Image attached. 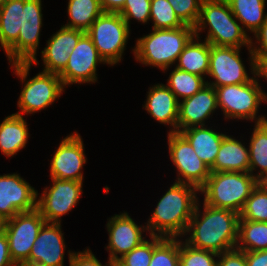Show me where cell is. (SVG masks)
I'll use <instances>...</instances> for the list:
<instances>
[{"label":"cell","instance_id":"6da1fadb","mask_svg":"<svg viewBox=\"0 0 267 266\" xmlns=\"http://www.w3.org/2000/svg\"><path fill=\"white\" fill-rule=\"evenodd\" d=\"M197 204L185 232V235L188 233L191 235L185 243L193 248L217 254L236 248L239 214L229 209L215 208L203 203L202 215L199 213V203Z\"/></svg>","mask_w":267,"mask_h":266},{"label":"cell","instance_id":"7a4b0ae2","mask_svg":"<svg viewBox=\"0 0 267 266\" xmlns=\"http://www.w3.org/2000/svg\"><path fill=\"white\" fill-rule=\"evenodd\" d=\"M197 192L200 190L196 187L175 181L148 219L146 229L150 231V236L157 235L164 238L185 236L189 221L199 202Z\"/></svg>","mask_w":267,"mask_h":266},{"label":"cell","instance_id":"3957f363","mask_svg":"<svg viewBox=\"0 0 267 266\" xmlns=\"http://www.w3.org/2000/svg\"><path fill=\"white\" fill-rule=\"evenodd\" d=\"M236 20L226 0H203L199 19L194 26L195 36L200 38L198 33L209 26L205 39L211 45L235 48L247 46L251 55V74L255 76V58L250 49L251 37Z\"/></svg>","mask_w":267,"mask_h":266},{"label":"cell","instance_id":"277c9868","mask_svg":"<svg viewBox=\"0 0 267 266\" xmlns=\"http://www.w3.org/2000/svg\"><path fill=\"white\" fill-rule=\"evenodd\" d=\"M194 35V27L186 24L180 28L153 29L152 33L137 39L132 51L137 61L165 71L178 60Z\"/></svg>","mask_w":267,"mask_h":266},{"label":"cell","instance_id":"5b68a950","mask_svg":"<svg viewBox=\"0 0 267 266\" xmlns=\"http://www.w3.org/2000/svg\"><path fill=\"white\" fill-rule=\"evenodd\" d=\"M258 183L250 172H211L200 192L205 204L239 214Z\"/></svg>","mask_w":267,"mask_h":266},{"label":"cell","instance_id":"8992f818","mask_svg":"<svg viewBox=\"0 0 267 266\" xmlns=\"http://www.w3.org/2000/svg\"><path fill=\"white\" fill-rule=\"evenodd\" d=\"M11 64L21 82H26L18 100L20 112L14 114L22 116V114H31L42 110L51 105L64 91L65 87L58 74L42 71L26 81L32 64L30 62H13Z\"/></svg>","mask_w":267,"mask_h":266},{"label":"cell","instance_id":"52a82bcc","mask_svg":"<svg viewBox=\"0 0 267 266\" xmlns=\"http://www.w3.org/2000/svg\"><path fill=\"white\" fill-rule=\"evenodd\" d=\"M217 106L226 118L255 120V123L267 121L258 116L261 102H267V94L262 91L256 76L248 83L216 87Z\"/></svg>","mask_w":267,"mask_h":266},{"label":"cell","instance_id":"ba28073f","mask_svg":"<svg viewBox=\"0 0 267 266\" xmlns=\"http://www.w3.org/2000/svg\"><path fill=\"white\" fill-rule=\"evenodd\" d=\"M130 28L119 13L103 12L86 33L106 64L115 65L121 61Z\"/></svg>","mask_w":267,"mask_h":266},{"label":"cell","instance_id":"9c48e42d","mask_svg":"<svg viewBox=\"0 0 267 266\" xmlns=\"http://www.w3.org/2000/svg\"><path fill=\"white\" fill-rule=\"evenodd\" d=\"M45 222L37 209L18 213L4 221L3 230L8 239L10 257L17 266H21L29 258L32 246Z\"/></svg>","mask_w":267,"mask_h":266},{"label":"cell","instance_id":"30bf717a","mask_svg":"<svg viewBox=\"0 0 267 266\" xmlns=\"http://www.w3.org/2000/svg\"><path fill=\"white\" fill-rule=\"evenodd\" d=\"M41 0H24L22 27L18 40L5 52L9 63L30 62L38 65L36 51L42 27Z\"/></svg>","mask_w":267,"mask_h":266},{"label":"cell","instance_id":"8fae6325","mask_svg":"<svg viewBox=\"0 0 267 266\" xmlns=\"http://www.w3.org/2000/svg\"><path fill=\"white\" fill-rule=\"evenodd\" d=\"M168 145L171 161L179 174L176 182L189 184L200 190L210 176V168L197 156L181 133L169 132Z\"/></svg>","mask_w":267,"mask_h":266},{"label":"cell","instance_id":"7c38bea8","mask_svg":"<svg viewBox=\"0 0 267 266\" xmlns=\"http://www.w3.org/2000/svg\"><path fill=\"white\" fill-rule=\"evenodd\" d=\"M51 179L52 187L44 189L37 200V210L46 222L60 223V217L66 215L78 203L83 183L53 177Z\"/></svg>","mask_w":267,"mask_h":266},{"label":"cell","instance_id":"4fadbf2b","mask_svg":"<svg viewBox=\"0 0 267 266\" xmlns=\"http://www.w3.org/2000/svg\"><path fill=\"white\" fill-rule=\"evenodd\" d=\"M241 48L216 46L210 44V58L208 75L215 81L207 84L216 88L226 85H235L250 82L240 58Z\"/></svg>","mask_w":267,"mask_h":266},{"label":"cell","instance_id":"5bb4252c","mask_svg":"<svg viewBox=\"0 0 267 266\" xmlns=\"http://www.w3.org/2000/svg\"><path fill=\"white\" fill-rule=\"evenodd\" d=\"M106 63L85 32L76 47L69 54L65 69L59 74L65 86L76 83H95L97 81V63Z\"/></svg>","mask_w":267,"mask_h":266},{"label":"cell","instance_id":"9a60e30c","mask_svg":"<svg viewBox=\"0 0 267 266\" xmlns=\"http://www.w3.org/2000/svg\"><path fill=\"white\" fill-rule=\"evenodd\" d=\"M38 191L19 174L0 175V218L4 221L37 209Z\"/></svg>","mask_w":267,"mask_h":266},{"label":"cell","instance_id":"2e32d148","mask_svg":"<svg viewBox=\"0 0 267 266\" xmlns=\"http://www.w3.org/2000/svg\"><path fill=\"white\" fill-rule=\"evenodd\" d=\"M61 222H45L32 246L29 258L21 266H64L65 242Z\"/></svg>","mask_w":267,"mask_h":266},{"label":"cell","instance_id":"e0dca14e","mask_svg":"<svg viewBox=\"0 0 267 266\" xmlns=\"http://www.w3.org/2000/svg\"><path fill=\"white\" fill-rule=\"evenodd\" d=\"M84 153L83 141L77 132L65 137L51 160V177L83 182L81 170L87 160Z\"/></svg>","mask_w":267,"mask_h":266},{"label":"cell","instance_id":"ac0fdd59","mask_svg":"<svg viewBox=\"0 0 267 266\" xmlns=\"http://www.w3.org/2000/svg\"><path fill=\"white\" fill-rule=\"evenodd\" d=\"M106 226L109 233L106 249L110 252L109 260L114 263L145 241L142 232L147 227L138 226L126 212L111 217Z\"/></svg>","mask_w":267,"mask_h":266},{"label":"cell","instance_id":"d6986e66","mask_svg":"<svg viewBox=\"0 0 267 266\" xmlns=\"http://www.w3.org/2000/svg\"><path fill=\"white\" fill-rule=\"evenodd\" d=\"M217 106V94L214 87L206 84L193 96L179 102L177 132L194 126H205Z\"/></svg>","mask_w":267,"mask_h":266},{"label":"cell","instance_id":"ffe728a7","mask_svg":"<svg viewBox=\"0 0 267 266\" xmlns=\"http://www.w3.org/2000/svg\"><path fill=\"white\" fill-rule=\"evenodd\" d=\"M84 33L85 31L80 29L62 26L58 32L53 34L47 41V46L41 51L45 65L43 71L59 75L68 63L69 54Z\"/></svg>","mask_w":267,"mask_h":266},{"label":"cell","instance_id":"44dd1931","mask_svg":"<svg viewBox=\"0 0 267 266\" xmlns=\"http://www.w3.org/2000/svg\"><path fill=\"white\" fill-rule=\"evenodd\" d=\"M144 107L155 120L172 126L170 132H177L179 101L165 84H156L149 88Z\"/></svg>","mask_w":267,"mask_h":266},{"label":"cell","instance_id":"7402d4cb","mask_svg":"<svg viewBox=\"0 0 267 266\" xmlns=\"http://www.w3.org/2000/svg\"><path fill=\"white\" fill-rule=\"evenodd\" d=\"M249 172V149L235 138L223 137L210 172Z\"/></svg>","mask_w":267,"mask_h":266},{"label":"cell","instance_id":"603a6c76","mask_svg":"<svg viewBox=\"0 0 267 266\" xmlns=\"http://www.w3.org/2000/svg\"><path fill=\"white\" fill-rule=\"evenodd\" d=\"M180 133L189 141L197 156L211 168L226 134L205 126L190 127Z\"/></svg>","mask_w":267,"mask_h":266},{"label":"cell","instance_id":"cb8c5ba5","mask_svg":"<svg viewBox=\"0 0 267 266\" xmlns=\"http://www.w3.org/2000/svg\"><path fill=\"white\" fill-rule=\"evenodd\" d=\"M29 133L27 122L23 116L12 114L5 117L0 124V149L7 157H11L25 148Z\"/></svg>","mask_w":267,"mask_h":266},{"label":"cell","instance_id":"d4e9b609","mask_svg":"<svg viewBox=\"0 0 267 266\" xmlns=\"http://www.w3.org/2000/svg\"><path fill=\"white\" fill-rule=\"evenodd\" d=\"M209 58L210 43L206 40L199 42L198 37L194 35L179 55L176 68L203 77L208 75Z\"/></svg>","mask_w":267,"mask_h":266},{"label":"cell","instance_id":"484cf974","mask_svg":"<svg viewBox=\"0 0 267 266\" xmlns=\"http://www.w3.org/2000/svg\"><path fill=\"white\" fill-rule=\"evenodd\" d=\"M24 0H7L0 9V44L6 52L19 37Z\"/></svg>","mask_w":267,"mask_h":266},{"label":"cell","instance_id":"4316f807","mask_svg":"<svg viewBox=\"0 0 267 266\" xmlns=\"http://www.w3.org/2000/svg\"><path fill=\"white\" fill-rule=\"evenodd\" d=\"M237 21L251 32H256L266 21V0H226ZM265 13V14H264Z\"/></svg>","mask_w":267,"mask_h":266},{"label":"cell","instance_id":"83f0119b","mask_svg":"<svg viewBox=\"0 0 267 266\" xmlns=\"http://www.w3.org/2000/svg\"><path fill=\"white\" fill-rule=\"evenodd\" d=\"M69 23L63 25L67 28L87 31L91 24L103 13L100 0H69Z\"/></svg>","mask_w":267,"mask_h":266},{"label":"cell","instance_id":"f1b7e54d","mask_svg":"<svg viewBox=\"0 0 267 266\" xmlns=\"http://www.w3.org/2000/svg\"><path fill=\"white\" fill-rule=\"evenodd\" d=\"M249 143V172L259 181L267 173V121L256 123Z\"/></svg>","mask_w":267,"mask_h":266},{"label":"cell","instance_id":"f546056e","mask_svg":"<svg viewBox=\"0 0 267 266\" xmlns=\"http://www.w3.org/2000/svg\"><path fill=\"white\" fill-rule=\"evenodd\" d=\"M236 248L244 252L267 250V222L239 220Z\"/></svg>","mask_w":267,"mask_h":266},{"label":"cell","instance_id":"4dcf8cb0","mask_svg":"<svg viewBox=\"0 0 267 266\" xmlns=\"http://www.w3.org/2000/svg\"><path fill=\"white\" fill-rule=\"evenodd\" d=\"M203 78L175 67L169 75L166 86L175 94V97L180 102L179 97L182 100L189 98L207 84V81Z\"/></svg>","mask_w":267,"mask_h":266},{"label":"cell","instance_id":"1f68e13d","mask_svg":"<svg viewBox=\"0 0 267 266\" xmlns=\"http://www.w3.org/2000/svg\"><path fill=\"white\" fill-rule=\"evenodd\" d=\"M149 266H179V239L153 236V255Z\"/></svg>","mask_w":267,"mask_h":266},{"label":"cell","instance_id":"d6a6232c","mask_svg":"<svg viewBox=\"0 0 267 266\" xmlns=\"http://www.w3.org/2000/svg\"><path fill=\"white\" fill-rule=\"evenodd\" d=\"M239 217V220L267 222V188L258 183L246 200Z\"/></svg>","mask_w":267,"mask_h":266},{"label":"cell","instance_id":"836d02e7","mask_svg":"<svg viewBox=\"0 0 267 266\" xmlns=\"http://www.w3.org/2000/svg\"><path fill=\"white\" fill-rule=\"evenodd\" d=\"M150 19L154 22L153 29H173L185 25L168 0H151Z\"/></svg>","mask_w":267,"mask_h":266},{"label":"cell","instance_id":"e575fe53","mask_svg":"<svg viewBox=\"0 0 267 266\" xmlns=\"http://www.w3.org/2000/svg\"><path fill=\"white\" fill-rule=\"evenodd\" d=\"M219 254L196 249L179 240V266H217Z\"/></svg>","mask_w":267,"mask_h":266},{"label":"cell","instance_id":"d590c367","mask_svg":"<svg viewBox=\"0 0 267 266\" xmlns=\"http://www.w3.org/2000/svg\"><path fill=\"white\" fill-rule=\"evenodd\" d=\"M151 241L145 240L139 246L124 254L115 263L118 266H149L153 255V235Z\"/></svg>","mask_w":267,"mask_h":266},{"label":"cell","instance_id":"8d00e7d4","mask_svg":"<svg viewBox=\"0 0 267 266\" xmlns=\"http://www.w3.org/2000/svg\"><path fill=\"white\" fill-rule=\"evenodd\" d=\"M179 19L186 25L195 26L203 0H168Z\"/></svg>","mask_w":267,"mask_h":266},{"label":"cell","instance_id":"74e56055","mask_svg":"<svg viewBox=\"0 0 267 266\" xmlns=\"http://www.w3.org/2000/svg\"><path fill=\"white\" fill-rule=\"evenodd\" d=\"M151 0H126L124 7L118 12L130 28V19L147 23L150 20Z\"/></svg>","mask_w":267,"mask_h":266},{"label":"cell","instance_id":"f35d334b","mask_svg":"<svg viewBox=\"0 0 267 266\" xmlns=\"http://www.w3.org/2000/svg\"><path fill=\"white\" fill-rule=\"evenodd\" d=\"M69 252V266H112L114 262L108 261V264L102 265L90 249L83 252Z\"/></svg>","mask_w":267,"mask_h":266},{"label":"cell","instance_id":"ab89813d","mask_svg":"<svg viewBox=\"0 0 267 266\" xmlns=\"http://www.w3.org/2000/svg\"><path fill=\"white\" fill-rule=\"evenodd\" d=\"M218 258L217 266H247L245 252L237 248L220 253Z\"/></svg>","mask_w":267,"mask_h":266},{"label":"cell","instance_id":"60d3db41","mask_svg":"<svg viewBox=\"0 0 267 266\" xmlns=\"http://www.w3.org/2000/svg\"><path fill=\"white\" fill-rule=\"evenodd\" d=\"M254 36L257 40L256 43L260 46L254 47L255 43H253V40L250 39V49L252 50L253 55L267 56V19L265 23L256 32H254Z\"/></svg>","mask_w":267,"mask_h":266},{"label":"cell","instance_id":"b9f144b4","mask_svg":"<svg viewBox=\"0 0 267 266\" xmlns=\"http://www.w3.org/2000/svg\"><path fill=\"white\" fill-rule=\"evenodd\" d=\"M0 266H17L10 257L8 239L3 229L0 231Z\"/></svg>","mask_w":267,"mask_h":266},{"label":"cell","instance_id":"7bdbcfd3","mask_svg":"<svg viewBox=\"0 0 267 266\" xmlns=\"http://www.w3.org/2000/svg\"><path fill=\"white\" fill-rule=\"evenodd\" d=\"M247 266H267V250L245 252Z\"/></svg>","mask_w":267,"mask_h":266},{"label":"cell","instance_id":"ee69618b","mask_svg":"<svg viewBox=\"0 0 267 266\" xmlns=\"http://www.w3.org/2000/svg\"><path fill=\"white\" fill-rule=\"evenodd\" d=\"M126 0H100L103 12L118 13L125 4Z\"/></svg>","mask_w":267,"mask_h":266},{"label":"cell","instance_id":"f6af8a7d","mask_svg":"<svg viewBox=\"0 0 267 266\" xmlns=\"http://www.w3.org/2000/svg\"><path fill=\"white\" fill-rule=\"evenodd\" d=\"M255 76L267 79V56H254Z\"/></svg>","mask_w":267,"mask_h":266},{"label":"cell","instance_id":"bcb514c9","mask_svg":"<svg viewBox=\"0 0 267 266\" xmlns=\"http://www.w3.org/2000/svg\"><path fill=\"white\" fill-rule=\"evenodd\" d=\"M259 183H260L263 187L267 188V173L263 176V178H262L261 180H259Z\"/></svg>","mask_w":267,"mask_h":266},{"label":"cell","instance_id":"7dc6e473","mask_svg":"<svg viewBox=\"0 0 267 266\" xmlns=\"http://www.w3.org/2000/svg\"><path fill=\"white\" fill-rule=\"evenodd\" d=\"M4 220L0 218V231L3 229Z\"/></svg>","mask_w":267,"mask_h":266},{"label":"cell","instance_id":"c3c4849f","mask_svg":"<svg viewBox=\"0 0 267 266\" xmlns=\"http://www.w3.org/2000/svg\"><path fill=\"white\" fill-rule=\"evenodd\" d=\"M7 0H0V9L2 8V6L4 5V3L6 2Z\"/></svg>","mask_w":267,"mask_h":266}]
</instances>
